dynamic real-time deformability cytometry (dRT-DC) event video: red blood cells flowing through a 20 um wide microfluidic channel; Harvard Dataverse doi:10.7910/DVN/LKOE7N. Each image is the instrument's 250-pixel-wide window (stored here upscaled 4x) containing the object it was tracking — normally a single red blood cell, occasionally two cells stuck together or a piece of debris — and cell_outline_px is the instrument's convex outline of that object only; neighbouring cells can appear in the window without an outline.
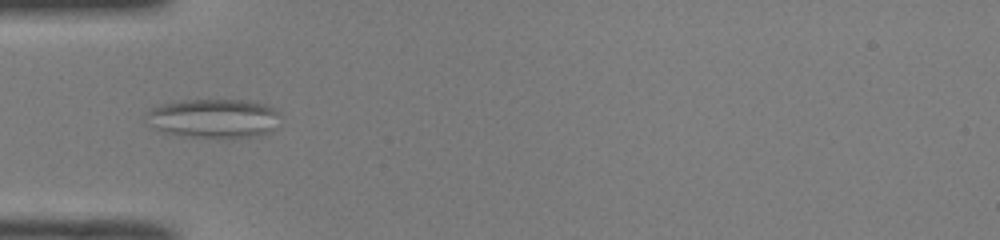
{"species": "common noctule bat (a hibernating species)", "species_latin": "Nyctalus noctula", "temperature_condition": "room temperature", "stored_images_in_passage": 53, "camera_frame_rate_fps": 3000, "um_per_image_px": 0.085, "animal": {"sex": "male", "body_mass_g": 19.0, "forearm_length_mm": 50.8}, "frame": {"image": 1, "passage_image": 18, "time_ms": 5.667, "image_size_px": [1000, 240], "cell_outline_px": [[280, 116], [272, 132], [260, 136], [176, 136], [160, 132], [144, 116], [152, 108], [160, 104], [180, 100], [248, 100], [268, 104], [276, 108], [280, 112]], "centroid_in_image_um": [18.2, 10.04], "position_along_channel_um": 66.8, "area_um2": 30.63}}
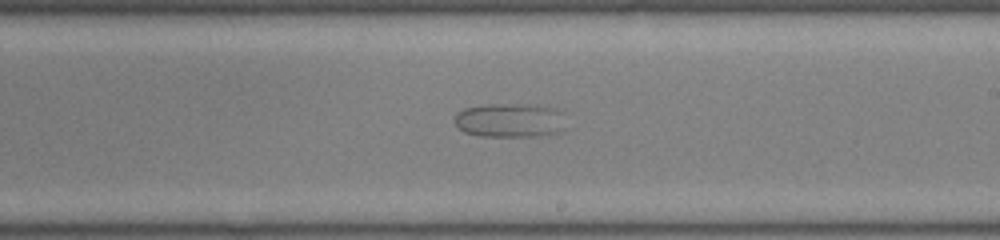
{"frame": {"image": 2, "passage_image": 32, "time_ms": 10.333, "image_size_px": [1000, 240], "cell_outline_px": [[564, 132], [540, 136], [480, 136], [464, 132], [456, 124], [456, 112], [464, 108], [488, 104], [536, 104], [552, 108], [560, 112], [564, 128]], "centroid_in_image_um": [43.35, 10.23], "position_along_channel_um": 245.7, "area_um2": 22.2}}
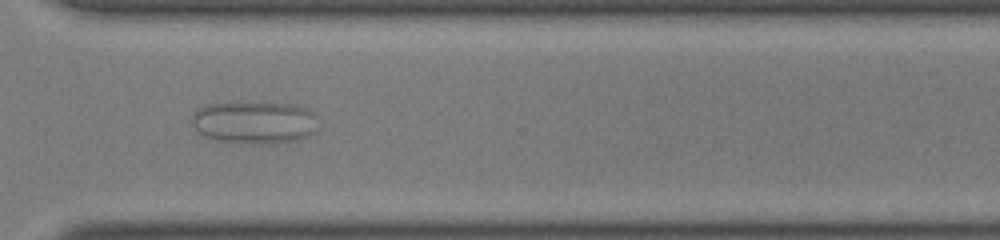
{"frame": {"image": 3, "passage_image": 40, "time_ms": 13.0, "image_size_px": [1000, 240], "cell_outline_px": [[320, 128], [316, 132], [308, 136], [292, 140], [252, 144], [216, 140], [204, 136], [192, 124], [192, 116], [200, 108], [208, 104], [236, 100], [292, 104], [308, 108], [312, 112]], "centroid_in_image_um": [21.64, 10.36], "position_along_channel_um": 349.0, "area_um2": 31.79}}